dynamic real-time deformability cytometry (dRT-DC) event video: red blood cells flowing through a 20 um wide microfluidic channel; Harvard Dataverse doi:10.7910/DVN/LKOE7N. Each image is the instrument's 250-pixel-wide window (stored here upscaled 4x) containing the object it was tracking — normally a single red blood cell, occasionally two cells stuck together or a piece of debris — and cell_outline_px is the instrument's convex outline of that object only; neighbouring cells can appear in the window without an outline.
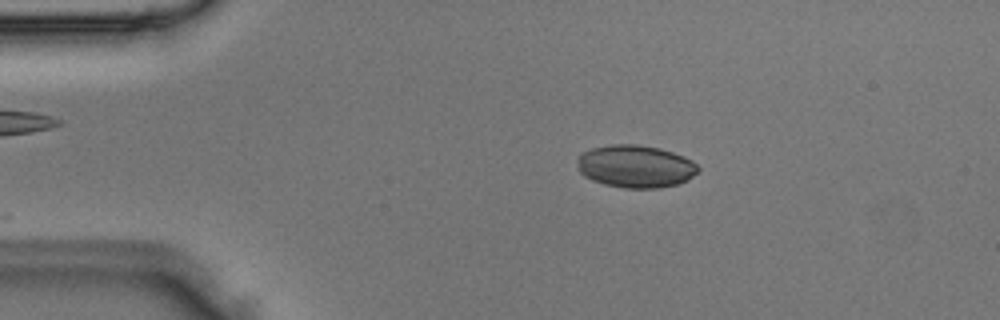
{"species": "Egyptian fruit bat (a non-hibernating species)", "species_latin": "Rousettus aegyptiacus", "temperature_condition": "room temperature", "stored_images_in_passage": 3, "camera_frame_rate_fps": 3000, "um_per_image_px": 0.085, "animal": {"sex": "male"}, "frame": {"image": 1, "passage_image": 3, "time_ms": 0.667, "image_size_px": [1000, 320], "cell_outline_px": [[700, 172], [688, 180], [680, 184], [660, 188], [624, 188], [604, 184], [592, 180], [584, 176], [580, 172], [580, 156], [584, 152], [592, 148], [612, 144], [636, 144], [660, 148], [684, 156], [692, 160], [700, 168]], "centroid_in_image_um": [54.1, 14.15], "position_along_channel_um": 30.9, "area_um2": 30.06}}